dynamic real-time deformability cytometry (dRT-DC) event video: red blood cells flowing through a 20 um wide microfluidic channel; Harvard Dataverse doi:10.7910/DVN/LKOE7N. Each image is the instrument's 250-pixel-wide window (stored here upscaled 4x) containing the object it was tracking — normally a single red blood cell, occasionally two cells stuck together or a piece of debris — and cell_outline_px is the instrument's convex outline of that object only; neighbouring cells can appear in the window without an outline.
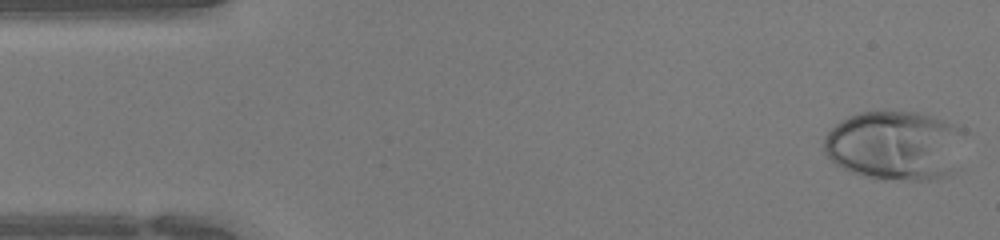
{"species": "human", "species_latin": "Homo sapiens", "temperature_condition": "warm", "stored_images_in_passage": 44, "camera_frame_rate_fps": 3000, "um_per_image_px": 0.085, "donor": {"sex": "female"}, "frame": {"image": 1, "passage_image": 1, "time_ms": 0.0, "image_size_px": [1000, 240], "cell_outline_px": [[964, 132], [948, 176], [928, 180], [908, 180], [864, 176], [852, 172], [836, 164], [824, 152], [824, 136], [836, 124], [848, 116], [860, 112], [916, 112], [932, 116], [944, 120], [964, 128]], "centroid_in_image_um": [76.03, 12.34], "position_along_channel_um": 9.0, "area_um2": 56.12}}
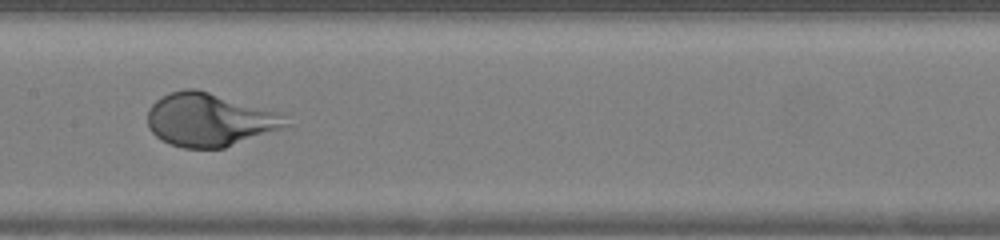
{"frame": {"image": 2, "passage_image": 21, "time_ms": 6.667, "image_size_px": [1000, 240], "cell_outline_px": [[292, 124], [224, 148], [184, 148], [172, 144], [156, 136], [148, 128], [148, 108], [156, 100], [172, 92], [184, 88], [196, 88], [280, 112]], "centroid_in_image_um": [17.8, 10.17], "position_along_channel_um": 189.6, "area_um2": 42.6}}
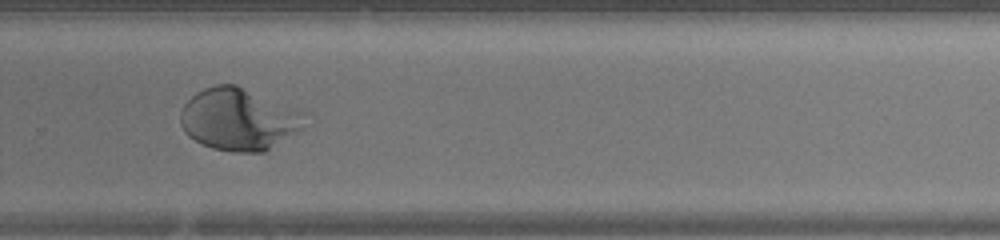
{"frame": {"image": 3, "passage_image": 29, "time_ms": 9.333, "image_size_px": [1000, 240], "cell_outline_px": [[316, 116], [304, 128], [264, 152], [232, 152], [212, 148], [188, 136], [184, 132], [180, 124], [180, 112], [184, 104], [196, 92], [204, 88], [216, 84], [236, 84], [308, 112]], "centroid_in_image_um": [20.4, 10.12], "position_along_channel_um": 309.4, "area_um2": 46.07}}